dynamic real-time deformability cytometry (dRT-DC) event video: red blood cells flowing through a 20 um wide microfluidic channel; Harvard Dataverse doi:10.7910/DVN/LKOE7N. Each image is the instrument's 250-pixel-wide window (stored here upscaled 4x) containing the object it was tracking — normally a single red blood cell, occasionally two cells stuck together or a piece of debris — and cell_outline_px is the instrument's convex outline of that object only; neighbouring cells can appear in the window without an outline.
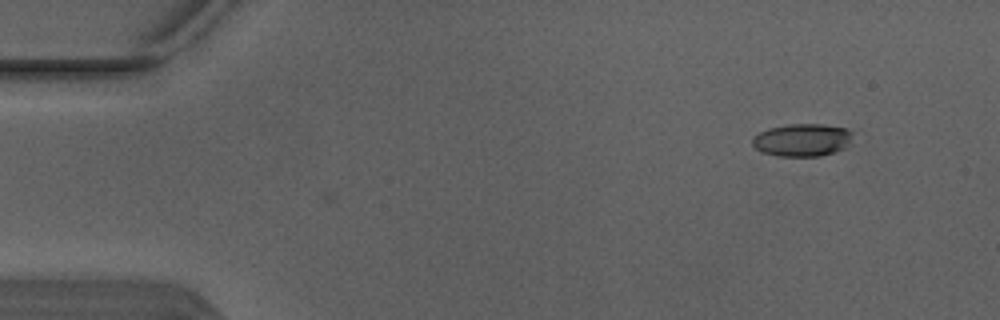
{"species": "Egyptian fruit bat (a non-hibernating species)", "species_latin": "Rousettus aegyptiacus", "temperature_condition": "warm", "stored_images_in_passage": 3, "camera_frame_rate_fps": 3000, "um_per_image_px": 0.085, "animal": {"sex": "male"}, "frame": {"image": 1, "passage_image": 1, "time_ms": 0.0, "image_size_px": [1000, 320], "cell_outline_px": [[852, 132], [844, 148], [820, 156], [776, 156], [764, 152], [756, 148], [752, 144], [752, 136], [768, 128], [788, 124], [824, 124], [844, 128]], "centroid_in_image_um": [68.12, 11.89], "position_along_channel_um": 16.9, "area_um2": 18.84}}